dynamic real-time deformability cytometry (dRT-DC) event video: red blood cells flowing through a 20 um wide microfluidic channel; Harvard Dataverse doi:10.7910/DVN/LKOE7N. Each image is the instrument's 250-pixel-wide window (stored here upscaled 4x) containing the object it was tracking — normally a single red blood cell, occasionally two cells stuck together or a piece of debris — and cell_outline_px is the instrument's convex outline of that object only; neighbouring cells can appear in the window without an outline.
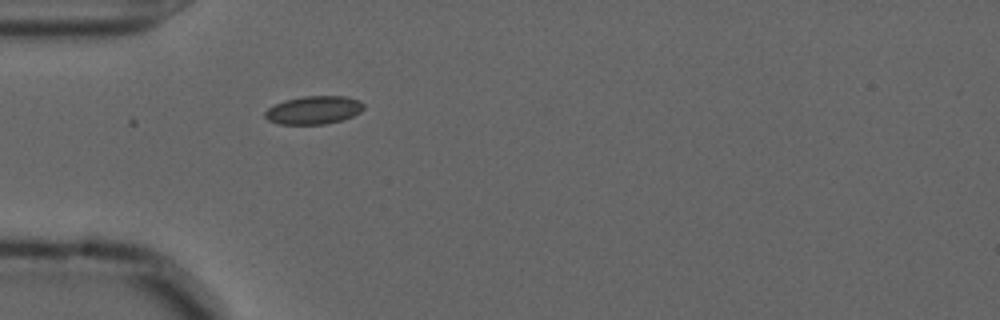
{"species": "common noctule bat (a hibernating species)", "species_latin": "Nyctalus noctula", "temperature_condition": "cold", "stored_images_in_passage": 5, "camera_frame_rate_fps": 3000, "um_per_image_px": 0.085, "animal": {"sex": "male", "forearm_length_mm": 52.5}, "frame": {"image": 1, "passage_image": 1, "time_ms": 0.0, "image_size_px": [1000, 320], "cell_outline_px": [[364, 108], [360, 112], [344, 120], [324, 124], [280, 124], [268, 120], [264, 116], [264, 112], [268, 108], [284, 100], [304, 96], [344, 96], [360, 100], [364, 104]], "centroid_in_image_um": [26.68, 9.35], "position_along_channel_um": 58.3, "area_um2": 16.24}}